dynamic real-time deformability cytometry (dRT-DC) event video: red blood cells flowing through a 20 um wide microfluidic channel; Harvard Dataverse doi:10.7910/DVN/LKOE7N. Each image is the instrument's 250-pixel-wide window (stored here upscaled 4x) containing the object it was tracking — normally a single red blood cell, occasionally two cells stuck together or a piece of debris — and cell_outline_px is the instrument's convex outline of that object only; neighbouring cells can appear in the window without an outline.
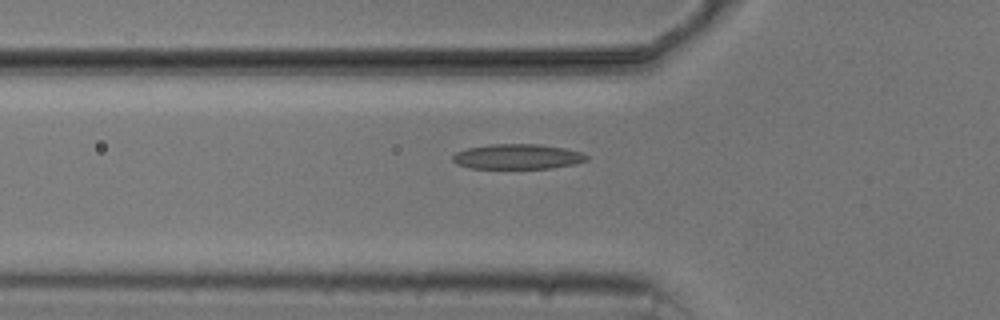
{"species": "common noctule bat (a hibernating species)", "species_latin": "Nyctalus noctula", "temperature_condition": "cold", "stored_images_in_passage": 3, "camera_frame_rate_fps": 3000, "um_per_image_px": 0.085, "animal": {"sex": "male", "body_mass_g": 20.5, "forearm_length_mm": 52.5}, "frame": {"image": 1, "passage_image": 3, "time_ms": 2.333, "image_size_px": [1000, 320], "cell_outline_px": [[588, 160], [572, 164], [552, 168], [472, 168], [456, 164], [452, 160], [452, 156], [456, 152], [468, 148], [488, 144], [540, 144], [564, 148], [580, 152], [588, 156]], "centroid_in_image_um": [43.96, 13.31], "position_along_channel_um": 81.8, "area_um2": 19.48}}